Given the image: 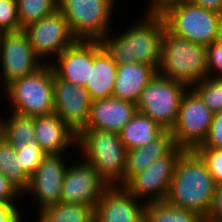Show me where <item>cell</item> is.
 Here are the masks:
<instances>
[{
	"label": "cell",
	"mask_w": 222,
	"mask_h": 222,
	"mask_svg": "<svg viewBox=\"0 0 222 222\" xmlns=\"http://www.w3.org/2000/svg\"><path fill=\"white\" fill-rule=\"evenodd\" d=\"M80 159L66 168L61 202L96 207L109 186L89 163Z\"/></svg>",
	"instance_id": "4fadbf2b"
},
{
	"label": "cell",
	"mask_w": 222,
	"mask_h": 222,
	"mask_svg": "<svg viewBox=\"0 0 222 222\" xmlns=\"http://www.w3.org/2000/svg\"><path fill=\"white\" fill-rule=\"evenodd\" d=\"M24 194L12 184L2 173H0V201L18 203L19 196Z\"/></svg>",
	"instance_id": "e575fe53"
},
{
	"label": "cell",
	"mask_w": 222,
	"mask_h": 222,
	"mask_svg": "<svg viewBox=\"0 0 222 222\" xmlns=\"http://www.w3.org/2000/svg\"><path fill=\"white\" fill-rule=\"evenodd\" d=\"M19 30L16 0H0V33Z\"/></svg>",
	"instance_id": "4dcf8cb0"
},
{
	"label": "cell",
	"mask_w": 222,
	"mask_h": 222,
	"mask_svg": "<svg viewBox=\"0 0 222 222\" xmlns=\"http://www.w3.org/2000/svg\"><path fill=\"white\" fill-rule=\"evenodd\" d=\"M34 136L46 154L64 155L70 147L77 145V134L54 113L34 117Z\"/></svg>",
	"instance_id": "d6986e66"
},
{
	"label": "cell",
	"mask_w": 222,
	"mask_h": 222,
	"mask_svg": "<svg viewBox=\"0 0 222 222\" xmlns=\"http://www.w3.org/2000/svg\"><path fill=\"white\" fill-rule=\"evenodd\" d=\"M187 89L186 85L157 73L141 92L136 103L137 111L149 116L164 130L171 131Z\"/></svg>",
	"instance_id": "ba28073f"
},
{
	"label": "cell",
	"mask_w": 222,
	"mask_h": 222,
	"mask_svg": "<svg viewBox=\"0 0 222 222\" xmlns=\"http://www.w3.org/2000/svg\"><path fill=\"white\" fill-rule=\"evenodd\" d=\"M0 173H2L23 194L28 189L31 177L21 165L19 156L4 138L0 141Z\"/></svg>",
	"instance_id": "484cf974"
},
{
	"label": "cell",
	"mask_w": 222,
	"mask_h": 222,
	"mask_svg": "<svg viewBox=\"0 0 222 222\" xmlns=\"http://www.w3.org/2000/svg\"><path fill=\"white\" fill-rule=\"evenodd\" d=\"M192 211L173 207L164 202L146 204L144 222H202Z\"/></svg>",
	"instance_id": "4316f807"
},
{
	"label": "cell",
	"mask_w": 222,
	"mask_h": 222,
	"mask_svg": "<svg viewBox=\"0 0 222 222\" xmlns=\"http://www.w3.org/2000/svg\"><path fill=\"white\" fill-rule=\"evenodd\" d=\"M206 47L209 77L222 78V38Z\"/></svg>",
	"instance_id": "d6a6232c"
},
{
	"label": "cell",
	"mask_w": 222,
	"mask_h": 222,
	"mask_svg": "<svg viewBox=\"0 0 222 222\" xmlns=\"http://www.w3.org/2000/svg\"><path fill=\"white\" fill-rule=\"evenodd\" d=\"M208 222H222V184L217 185L213 205L206 218Z\"/></svg>",
	"instance_id": "8d00e7d4"
},
{
	"label": "cell",
	"mask_w": 222,
	"mask_h": 222,
	"mask_svg": "<svg viewBox=\"0 0 222 222\" xmlns=\"http://www.w3.org/2000/svg\"><path fill=\"white\" fill-rule=\"evenodd\" d=\"M206 162L217 185L222 184V149L197 148L195 150Z\"/></svg>",
	"instance_id": "1f68e13d"
},
{
	"label": "cell",
	"mask_w": 222,
	"mask_h": 222,
	"mask_svg": "<svg viewBox=\"0 0 222 222\" xmlns=\"http://www.w3.org/2000/svg\"><path fill=\"white\" fill-rule=\"evenodd\" d=\"M117 66L99 40H93V66H90V80L85 86L91 101L113 97Z\"/></svg>",
	"instance_id": "ffe728a7"
},
{
	"label": "cell",
	"mask_w": 222,
	"mask_h": 222,
	"mask_svg": "<svg viewBox=\"0 0 222 222\" xmlns=\"http://www.w3.org/2000/svg\"><path fill=\"white\" fill-rule=\"evenodd\" d=\"M3 139V124L0 116V141Z\"/></svg>",
	"instance_id": "ab89813d"
},
{
	"label": "cell",
	"mask_w": 222,
	"mask_h": 222,
	"mask_svg": "<svg viewBox=\"0 0 222 222\" xmlns=\"http://www.w3.org/2000/svg\"><path fill=\"white\" fill-rule=\"evenodd\" d=\"M54 114L58 115L77 135L86 127L91 99L84 86L66 82L53 72Z\"/></svg>",
	"instance_id": "5bb4252c"
},
{
	"label": "cell",
	"mask_w": 222,
	"mask_h": 222,
	"mask_svg": "<svg viewBox=\"0 0 222 222\" xmlns=\"http://www.w3.org/2000/svg\"><path fill=\"white\" fill-rule=\"evenodd\" d=\"M163 131L164 129L149 116L137 111L133 118L122 128L119 136L128 151L145 146Z\"/></svg>",
	"instance_id": "603a6c76"
},
{
	"label": "cell",
	"mask_w": 222,
	"mask_h": 222,
	"mask_svg": "<svg viewBox=\"0 0 222 222\" xmlns=\"http://www.w3.org/2000/svg\"><path fill=\"white\" fill-rule=\"evenodd\" d=\"M216 188L206 162L195 150H185L175 165L165 202L192 211L206 220Z\"/></svg>",
	"instance_id": "6da1fadb"
},
{
	"label": "cell",
	"mask_w": 222,
	"mask_h": 222,
	"mask_svg": "<svg viewBox=\"0 0 222 222\" xmlns=\"http://www.w3.org/2000/svg\"><path fill=\"white\" fill-rule=\"evenodd\" d=\"M176 36L207 46L222 38V14L186 0L166 4L158 12Z\"/></svg>",
	"instance_id": "5b68a950"
},
{
	"label": "cell",
	"mask_w": 222,
	"mask_h": 222,
	"mask_svg": "<svg viewBox=\"0 0 222 222\" xmlns=\"http://www.w3.org/2000/svg\"><path fill=\"white\" fill-rule=\"evenodd\" d=\"M123 186H109L95 207V222H144L146 203Z\"/></svg>",
	"instance_id": "2e32d148"
},
{
	"label": "cell",
	"mask_w": 222,
	"mask_h": 222,
	"mask_svg": "<svg viewBox=\"0 0 222 222\" xmlns=\"http://www.w3.org/2000/svg\"><path fill=\"white\" fill-rule=\"evenodd\" d=\"M76 147L108 186H124L127 150L118 133L83 129Z\"/></svg>",
	"instance_id": "3957f363"
},
{
	"label": "cell",
	"mask_w": 222,
	"mask_h": 222,
	"mask_svg": "<svg viewBox=\"0 0 222 222\" xmlns=\"http://www.w3.org/2000/svg\"><path fill=\"white\" fill-rule=\"evenodd\" d=\"M19 30L58 10V0H16Z\"/></svg>",
	"instance_id": "83f0119b"
},
{
	"label": "cell",
	"mask_w": 222,
	"mask_h": 222,
	"mask_svg": "<svg viewBox=\"0 0 222 222\" xmlns=\"http://www.w3.org/2000/svg\"><path fill=\"white\" fill-rule=\"evenodd\" d=\"M137 113L134 102L107 98L91 102L89 119L84 129L120 133Z\"/></svg>",
	"instance_id": "ac0fdd59"
},
{
	"label": "cell",
	"mask_w": 222,
	"mask_h": 222,
	"mask_svg": "<svg viewBox=\"0 0 222 222\" xmlns=\"http://www.w3.org/2000/svg\"><path fill=\"white\" fill-rule=\"evenodd\" d=\"M178 0H151L149 3V8L145 10L146 12H159L166 4Z\"/></svg>",
	"instance_id": "f35d334b"
},
{
	"label": "cell",
	"mask_w": 222,
	"mask_h": 222,
	"mask_svg": "<svg viewBox=\"0 0 222 222\" xmlns=\"http://www.w3.org/2000/svg\"><path fill=\"white\" fill-rule=\"evenodd\" d=\"M157 70L143 63H125L117 66V77L114 83L113 98L137 103L141 92Z\"/></svg>",
	"instance_id": "44dd1931"
},
{
	"label": "cell",
	"mask_w": 222,
	"mask_h": 222,
	"mask_svg": "<svg viewBox=\"0 0 222 222\" xmlns=\"http://www.w3.org/2000/svg\"><path fill=\"white\" fill-rule=\"evenodd\" d=\"M157 73L191 88L209 77L207 47L176 36L165 28Z\"/></svg>",
	"instance_id": "277c9868"
},
{
	"label": "cell",
	"mask_w": 222,
	"mask_h": 222,
	"mask_svg": "<svg viewBox=\"0 0 222 222\" xmlns=\"http://www.w3.org/2000/svg\"><path fill=\"white\" fill-rule=\"evenodd\" d=\"M187 2L211 9L222 14V0H186Z\"/></svg>",
	"instance_id": "74e56055"
},
{
	"label": "cell",
	"mask_w": 222,
	"mask_h": 222,
	"mask_svg": "<svg viewBox=\"0 0 222 222\" xmlns=\"http://www.w3.org/2000/svg\"><path fill=\"white\" fill-rule=\"evenodd\" d=\"M2 92L12 108L13 113L37 117L54 113L53 69L44 64L34 73L8 84Z\"/></svg>",
	"instance_id": "8992f818"
},
{
	"label": "cell",
	"mask_w": 222,
	"mask_h": 222,
	"mask_svg": "<svg viewBox=\"0 0 222 222\" xmlns=\"http://www.w3.org/2000/svg\"><path fill=\"white\" fill-rule=\"evenodd\" d=\"M9 118H3V138L12 145L15 151L35 140L34 117L9 113Z\"/></svg>",
	"instance_id": "d4e9b609"
},
{
	"label": "cell",
	"mask_w": 222,
	"mask_h": 222,
	"mask_svg": "<svg viewBox=\"0 0 222 222\" xmlns=\"http://www.w3.org/2000/svg\"><path fill=\"white\" fill-rule=\"evenodd\" d=\"M117 36L107 34L99 42L117 65L143 63L158 70L166 24L158 12H146Z\"/></svg>",
	"instance_id": "7a4b0ae2"
},
{
	"label": "cell",
	"mask_w": 222,
	"mask_h": 222,
	"mask_svg": "<svg viewBox=\"0 0 222 222\" xmlns=\"http://www.w3.org/2000/svg\"><path fill=\"white\" fill-rule=\"evenodd\" d=\"M116 1L58 0V9L65 16L77 40H100L110 33Z\"/></svg>",
	"instance_id": "52a82bcc"
},
{
	"label": "cell",
	"mask_w": 222,
	"mask_h": 222,
	"mask_svg": "<svg viewBox=\"0 0 222 222\" xmlns=\"http://www.w3.org/2000/svg\"><path fill=\"white\" fill-rule=\"evenodd\" d=\"M171 131L164 130L143 147L127 151L124 185L136 174L144 171L155 160L167 155L175 147Z\"/></svg>",
	"instance_id": "7402d4cb"
},
{
	"label": "cell",
	"mask_w": 222,
	"mask_h": 222,
	"mask_svg": "<svg viewBox=\"0 0 222 222\" xmlns=\"http://www.w3.org/2000/svg\"><path fill=\"white\" fill-rule=\"evenodd\" d=\"M36 222H95V207L61 202L42 209Z\"/></svg>",
	"instance_id": "cb8c5ba5"
},
{
	"label": "cell",
	"mask_w": 222,
	"mask_h": 222,
	"mask_svg": "<svg viewBox=\"0 0 222 222\" xmlns=\"http://www.w3.org/2000/svg\"><path fill=\"white\" fill-rule=\"evenodd\" d=\"M18 203L0 201V222H21L22 218Z\"/></svg>",
	"instance_id": "d590c367"
},
{
	"label": "cell",
	"mask_w": 222,
	"mask_h": 222,
	"mask_svg": "<svg viewBox=\"0 0 222 222\" xmlns=\"http://www.w3.org/2000/svg\"><path fill=\"white\" fill-rule=\"evenodd\" d=\"M54 74L69 83L86 86L90 80V66H93V40H77L64 49L53 62L50 57Z\"/></svg>",
	"instance_id": "e0dca14e"
},
{
	"label": "cell",
	"mask_w": 222,
	"mask_h": 222,
	"mask_svg": "<svg viewBox=\"0 0 222 222\" xmlns=\"http://www.w3.org/2000/svg\"><path fill=\"white\" fill-rule=\"evenodd\" d=\"M25 172L31 177L38 168L42 159L47 155L39 146L36 140L22 146L16 151Z\"/></svg>",
	"instance_id": "f546056e"
},
{
	"label": "cell",
	"mask_w": 222,
	"mask_h": 222,
	"mask_svg": "<svg viewBox=\"0 0 222 222\" xmlns=\"http://www.w3.org/2000/svg\"><path fill=\"white\" fill-rule=\"evenodd\" d=\"M23 30L27 33L32 49L41 61L50 56L57 57L77 41L59 9Z\"/></svg>",
	"instance_id": "7c38bea8"
},
{
	"label": "cell",
	"mask_w": 222,
	"mask_h": 222,
	"mask_svg": "<svg viewBox=\"0 0 222 222\" xmlns=\"http://www.w3.org/2000/svg\"><path fill=\"white\" fill-rule=\"evenodd\" d=\"M185 150L175 146L167 155L158 158L144 171L134 175L123 187L146 204L164 202L178 158ZM148 196V197H147Z\"/></svg>",
	"instance_id": "8fae6325"
},
{
	"label": "cell",
	"mask_w": 222,
	"mask_h": 222,
	"mask_svg": "<svg viewBox=\"0 0 222 222\" xmlns=\"http://www.w3.org/2000/svg\"><path fill=\"white\" fill-rule=\"evenodd\" d=\"M213 115L200 97L188 88L181 99L177 121L171 130L175 145L184 150H196L206 140Z\"/></svg>",
	"instance_id": "9c48e42d"
},
{
	"label": "cell",
	"mask_w": 222,
	"mask_h": 222,
	"mask_svg": "<svg viewBox=\"0 0 222 222\" xmlns=\"http://www.w3.org/2000/svg\"><path fill=\"white\" fill-rule=\"evenodd\" d=\"M70 165L62 154H47L34 174L24 194L28 192L38 201L39 212L45 207L61 203V191L66 168Z\"/></svg>",
	"instance_id": "9a60e30c"
},
{
	"label": "cell",
	"mask_w": 222,
	"mask_h": 222,
	"mask_svg": "<svg viewBox=\"0 0 222 222\" xmlns=\"http://www.w3.org/2000/svg\"><path fill=\"white\" fill-rule=\"evenodd\" d=\"M48 61L42 62L35 54L27 33L21 29L0 33V81L1 88L11 82L30 75ZM3 76V78H2Z\"/></svg>",
	"instance_id": "30bf717a"
},
{
	"label": "cell",
	"mask_w": 222,
	"mask_h": 222,
	"mask_svg": "<svg viewBox=\"0 0 222 222\" xmlns=\"http://www.w3.org/2000/svg\"><path fill=\"white\" fill-rule=\"evenodd\" d=\"M198 148L222 149V111L214 113L206 140Z\"/></svg>",
	"instance_id": "836d02e7"
},
{
	"label": "cell",
	"mask_w": 222,
	"mask_h": 222,
	"mask_svg": "<svg viewBox=\"0 0 222 222\" xmlns=\"http://www.w3.org/2000/svg\"><path fill=\"white\" fill-rule=\"evenodd\" d=\"M191 89L213 113L222 111V78L207 77Z\"/></svg>",
	"instance_id": "f1b7e54d"
}]
</instances>
